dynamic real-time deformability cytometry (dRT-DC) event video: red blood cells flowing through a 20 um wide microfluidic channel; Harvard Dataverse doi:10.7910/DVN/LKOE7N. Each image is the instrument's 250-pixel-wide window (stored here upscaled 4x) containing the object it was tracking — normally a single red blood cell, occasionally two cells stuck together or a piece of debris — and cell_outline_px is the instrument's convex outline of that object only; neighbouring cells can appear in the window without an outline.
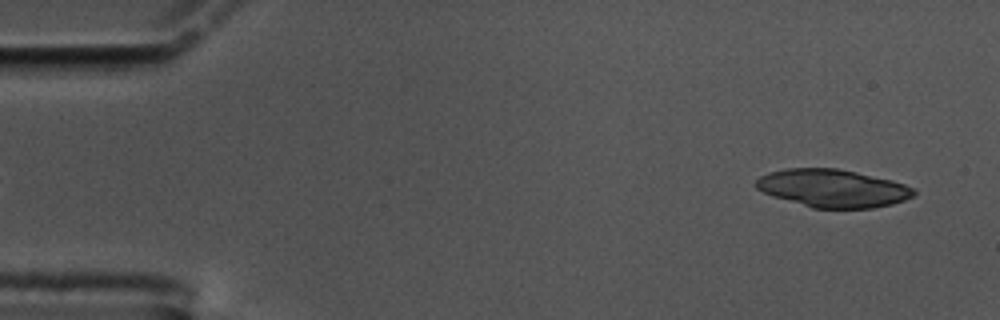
{"species": "common noctule bat (a hibernating species)", "species_latin": "Nyctalus noctula", "temperature_condition": "cold", "stored_images_in_passage": 56, "camera_frame_rate_fps": 3000, "um_per_image_px": 0.085, "animal": {"sex": "male", "body_mass_g": 17.5, "forearm_length_mm": 52.3}, "frame": {"image": 1, "passage_image": 3, "time_ms": 0.667, "image_size_px": [1000, 320], "cell_outline_px": [[916, 192], [912, 196], [904, 200], [892, 204], [872, 208], [812, 208], [772, 196], [756, 188], [756, 180], [760, 176], [768, 172], [788, 168], [836, 168], [856, 172], [892, 180], [916, 188]], "centroid_in_image_um": [70.78, 16.0], "position_along_channel_um": 14.2, "area_um2": 34.8}}
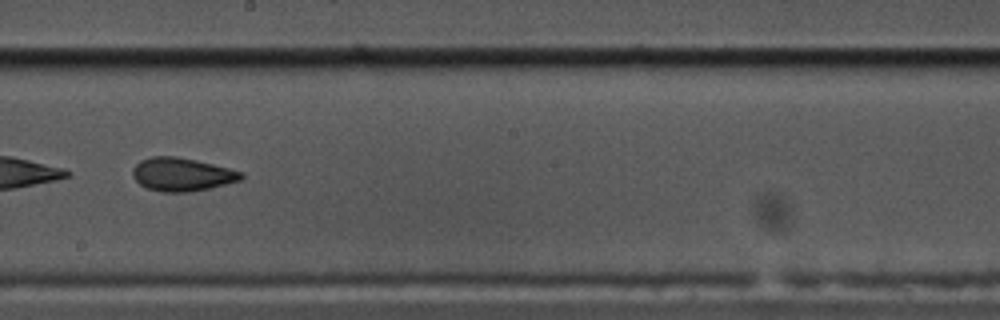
{"frame": {"image": 2, "passage_image": 32, "time_ms": 10.333, "image_size_px": [1000, 320], "cell_outline_px": [[244, 176], [240, 180], [192, 192], [160, 192], [148, 188], [140, 184], [132, 176], [132, 168], [140, 160], [152, 156], [176, 156], [196, 160], [244, 172]], "centroid_in_image_um": [15.44, 14.82], "position_along_channel_um": 232.8, "area_um2": 21.04}}
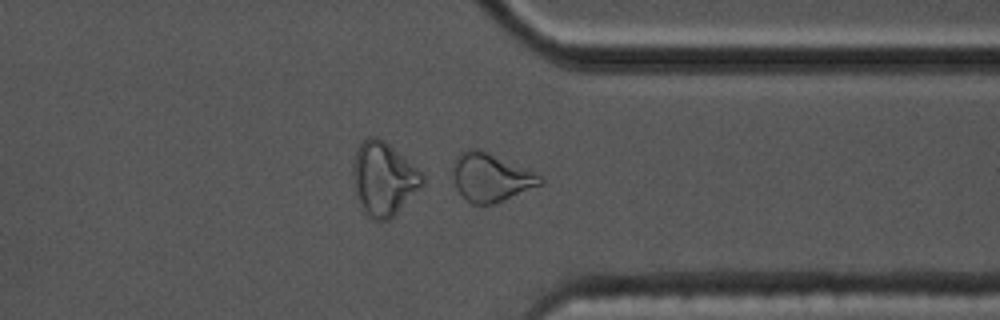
{"frame": {"image": 3, "passage_image": 44, "time_ms": 14.333, "image_size_px": [1000, 320], "cell_outline_px": [[544, 184], [492, 204], [472, 204], [456, 188], [452, 176], [452, 164], [456, 156], [460, 152], [468, 148], [476, 148], [488, 152], [536, 172], [544, 180]], "centroid_in_image_um": [41.71, 15.05], "position_along_channel_um": 369.7, "area_um2": 24.62}, "authors_computed_cell_mechanics": {"area_um2": 29.7092, "velocity_mm_per_s": 3.4433, "shape_relaxation_time_tau1_ms": 9.4366, "shape_relaxation_time_tau2_ms": 2.9364, "deformation_change_tau1": 0.1754, "deformation_change_tau2": 0.0988}}